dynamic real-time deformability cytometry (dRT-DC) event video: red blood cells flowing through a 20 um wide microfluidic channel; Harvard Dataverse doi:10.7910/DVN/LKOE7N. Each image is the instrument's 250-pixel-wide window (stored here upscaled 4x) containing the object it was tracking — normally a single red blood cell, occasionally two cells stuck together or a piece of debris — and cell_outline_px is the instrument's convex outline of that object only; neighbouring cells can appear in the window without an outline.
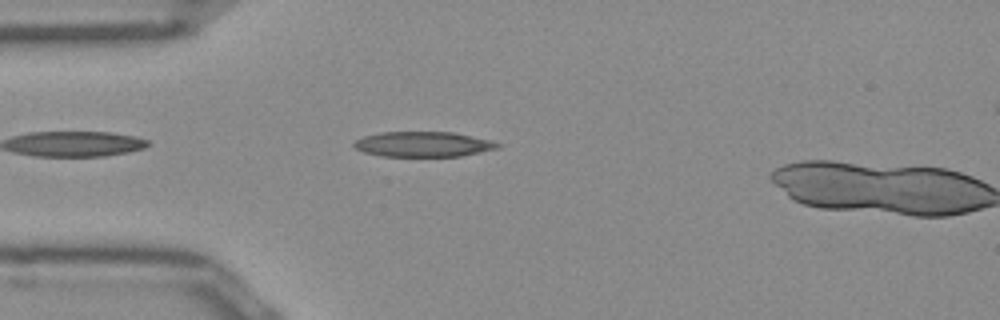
{"species": "Egyptian fruit bat (a non-hibernating species)", "species_latin": "Rousettus aegyptiacus", "temperature_condition": "room temperature", "stored_images_in_passage": 5, "camera_frame_rate_fps": 3000, "um_per_image_px": 0.085, "frame": {"image": 1, "passage_image": 4, "time_ms": 1.0, "image_size_px": [1000, 320], "cell_outline_px": [[500, 148], [460, 156], [380, 156], [364, 152], [356, 148], [352, 144], [356, 140], [364, 136], [380, 132], [452, 132], [488, 140], [500, 144]], "centroid_in_image_um": [35.94, 12.26], "position_along_channel_um": 49.1, "area_um2": 20.87}}